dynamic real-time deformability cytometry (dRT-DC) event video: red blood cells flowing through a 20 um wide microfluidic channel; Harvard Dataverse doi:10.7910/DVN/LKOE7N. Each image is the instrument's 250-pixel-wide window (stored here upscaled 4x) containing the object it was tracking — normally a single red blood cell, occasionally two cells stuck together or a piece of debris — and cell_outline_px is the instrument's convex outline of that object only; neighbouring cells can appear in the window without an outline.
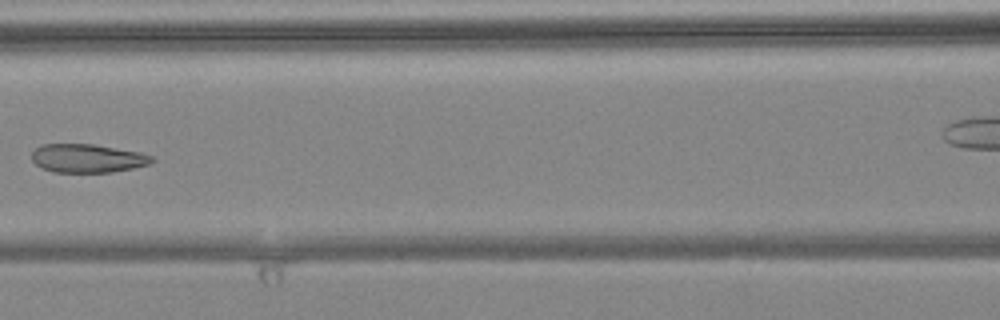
{"species": "common noctule bat (a hibernating species)", "species_latin": "Nyctalus noctula", "temperature_condition": "warm", "stored_images_in_passage": 8, "segment_of_instrument_passage": [1, 2], "camera_frame_rate_fps": 3000, "um_per_image_px": 0.085, "animal": {"sex": "female", "body_mass_g": 24.6, "forearm_length_mm": 56.2}, "frame": {"image": 1, "passage_image": 6, "time_ms": 1.667, "image_size_px": [1000, 320], "cell_outline_px": [[156, 160], [148, 164], [132, 168], [112, 172], [52, 172], [36, 164], [32, 160], [32, 152], [40, 144], [92, 144], [140, 152], [152, 156]], "centroid_in_image_um": [7.43, 13.45], "position_along_channel_um": 159.2, "area_um2": 19.88}}
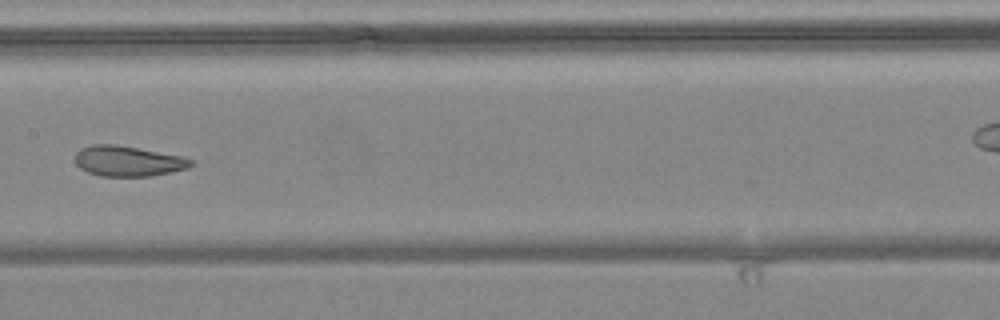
{"frame": {"image": 2, "passage_image": 7, "time_ms": 2.0, "image_size_px": [1000, 320], "cell_outline_px": [[196, 164], [188, 168], [172, 172], [152, 176], [100, 176], [88, 172], [80, 168], [76, 164], [76, 152], [80, 148], [92, 144], [116, 144], [184, 156], [192, 160]], "centroid_in_image_um": [10.91, 13.69], "position_along_channel_um": 196.5, "area_um2": 20.75}}